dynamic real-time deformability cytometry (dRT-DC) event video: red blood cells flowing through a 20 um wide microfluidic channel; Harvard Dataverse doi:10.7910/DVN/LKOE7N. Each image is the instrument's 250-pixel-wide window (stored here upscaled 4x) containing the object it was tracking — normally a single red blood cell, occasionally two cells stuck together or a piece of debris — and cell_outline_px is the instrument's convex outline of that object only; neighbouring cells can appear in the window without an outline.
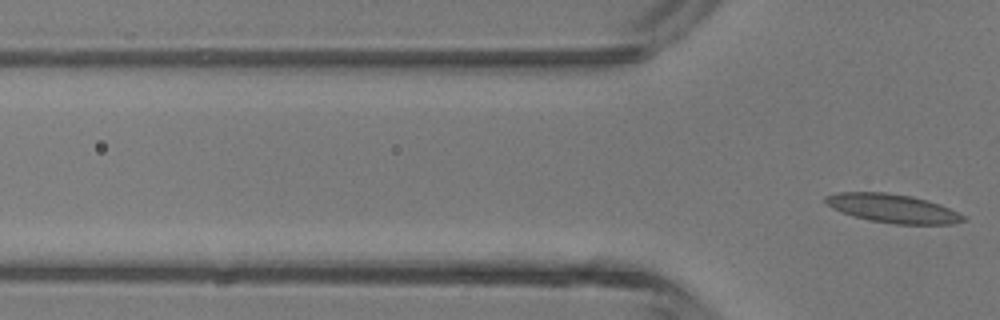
{"species": "common noctule bat (a hibernating species)", "species_latin": "Nyctalus noctula", "temperature_condition": "room temperature", "stored_images_in_passage": 4, "camera_frame_rate_fps": 3000, "um_per_image_px": 0.085, "animal": {"sex": "male", "body_mass_g": 13.3}, "frame": {"image": 1, "passage_image": 4, "time_ms": 3.333, "image_size_px": [1000, 320], "cell_outline_px": [[968, 220], [952, 224], [896, 224], [872, 220], [840, 212], [824, 204], [824, 196], [836, 192], [884, 192], [912, 196], [940, 204], [964, 216]], "centroid_in_image_um": [75.84, 17.7], "position_along_channel_um": 50.0, "area_um2": 22.95}}